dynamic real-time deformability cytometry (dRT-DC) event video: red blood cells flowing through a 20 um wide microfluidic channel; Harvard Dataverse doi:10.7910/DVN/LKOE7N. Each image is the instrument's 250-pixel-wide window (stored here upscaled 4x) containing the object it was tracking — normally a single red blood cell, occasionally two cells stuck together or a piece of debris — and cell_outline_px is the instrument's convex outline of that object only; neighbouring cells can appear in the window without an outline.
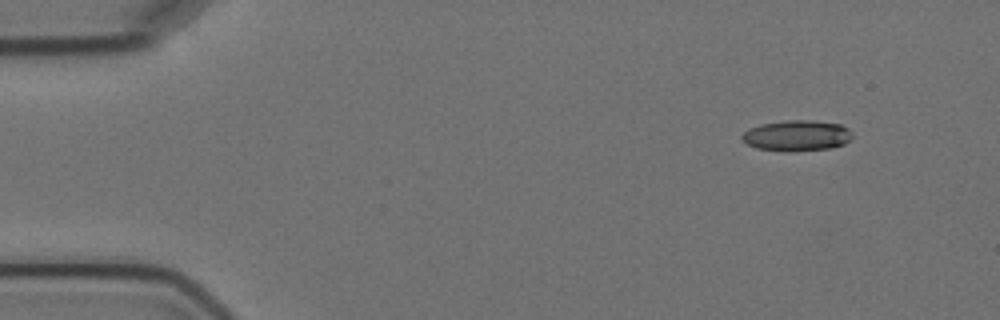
{"species": "Egyptian fruit bat (a non-hibernating species)", "species_latin": "Rousettus aegyptiacus", "temperature_condition": "cold", "stored_images_in_passage": 4, "camera_frame_rate_fps": 3000, "um_per_image_px": 0.085, "animal": {"sex": "female"}, "frame": {"image": 1, "passage_image": 1, "time_ms": 0.0, "image_size_px": [1000, 320], "cell_outline_px": [[852, 136], [844, 144], [832, 148], [788, 152], [756, 148], [748, 144], [740, 136], [748, 128], [760, 124], [788, 120], [812, 120], [840, 124], [848, 128], [852, 132]], "centroid_in_image_um": [67.73, 11.53], "position_along_channel_um": 17.3, "area_um2": 19.88}}
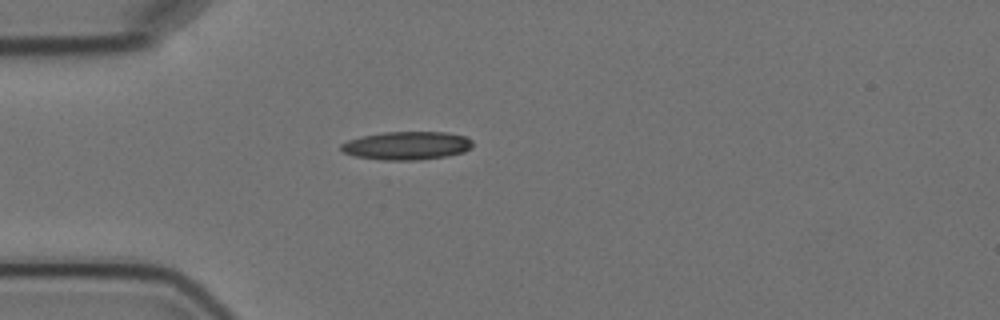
{"frame": {"image": 2, "passage_image": 4, "time_ms": 3.333, "image_size_px": [1000, 320], "cell_outline_px": [[472, 148], [464, 152], [448, 156], [416, 160], [380, 160], [356, 156], [344, 152], [340, 148], [340, 144], [348, 140], [360, 136], [384, 132], [444, 132], [464, 136], [472, 140]], "centroid_in_image_um": [34.58, 12.38], "position_along_channel_um": 50.4, "area_um2": 21.73}}